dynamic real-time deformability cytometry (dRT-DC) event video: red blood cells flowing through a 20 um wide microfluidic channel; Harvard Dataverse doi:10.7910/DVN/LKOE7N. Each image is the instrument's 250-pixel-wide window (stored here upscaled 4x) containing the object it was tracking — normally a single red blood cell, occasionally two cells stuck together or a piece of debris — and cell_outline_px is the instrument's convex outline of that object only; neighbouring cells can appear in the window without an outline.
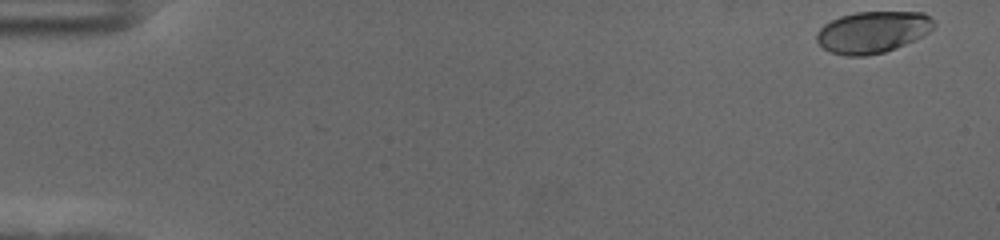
{"species": "human", "species_latin": "Homo sapiens", "temperature_condition": "cold", "stored_images_in_passage": 57, "camera_frame_rate_fps": 3000, "um_per_image_px": 0.085, "donor": {"sex": "female"}, "frame": {"image": 1, "passage_image": 1, "time_ms": 0.0, "image_size_px": [1000, 240], "cell_outline_px": [[936, 24], [928, 32], [896, 48], [884, 52], [864, 56], [844, 56], [828, 52], [816, 40], [816, 32], [824, 24], [840, 16], [856, 12], [924, 12]], "centroid_in_image_um": [74.12, 2.73], "position_along_channel_um": 10.9, "area_um2": 28.32}}
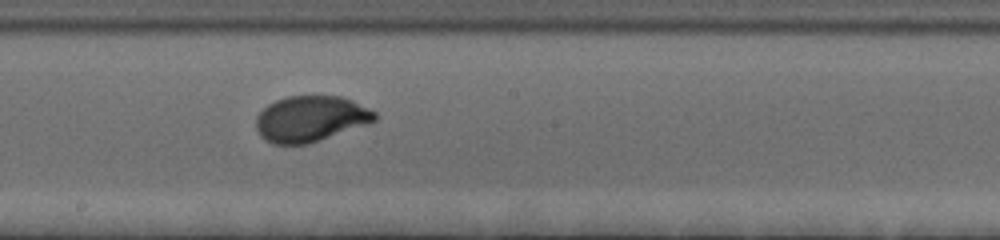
{"frame": {"image": 2, "passage_image": 32, "time_ms": 10.333, "image_size_px": [1000, 240], "cell_outline_px": [[376, 120], [368, 124], [308, 144], [272, 144], [264, 140], [260, 136], [256, 128], [256, 116], [268, 104], [276, 100], [288, 96], [340, 96], [352, 100], [376, 112]], "centroid_in_image_um": [26.38, 10.1], "position_along_channel_um": 221.8, "area_um2": 31.73}}
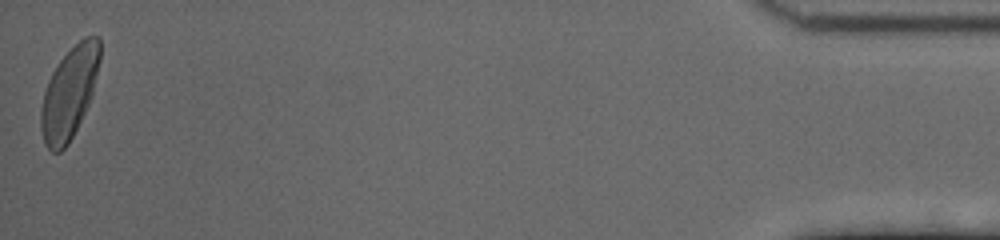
{"frame": {"image": 3, "passage_image": 57, "time_ms": 18.667, "image_size_px": [1000, 240], "cell_outline_px": [[100, 60], [92, 96], [68, 144], [60, 152], [52, 152], [44, 144], [40, 128], [40, 112], [44, 92], [48, 80], [52, 72], [60, 60], [84, 36], [100, 36]], "centroid_in_image_um": [5.88, 7.9], "position_along_channel_um": 429.3, "area_um2": 31.21}, "authors_computed_cell_mechanics": {"area_um2": 30.5184, "velocity_mm_per_s": 3.5087, "shape_relaxation_time_tau1_ms": 2.8552, "shape_relaxation_time_tau2_ms": null, "deformation_change_tau1": 0.1692, "deformation_change_tau2": null}}